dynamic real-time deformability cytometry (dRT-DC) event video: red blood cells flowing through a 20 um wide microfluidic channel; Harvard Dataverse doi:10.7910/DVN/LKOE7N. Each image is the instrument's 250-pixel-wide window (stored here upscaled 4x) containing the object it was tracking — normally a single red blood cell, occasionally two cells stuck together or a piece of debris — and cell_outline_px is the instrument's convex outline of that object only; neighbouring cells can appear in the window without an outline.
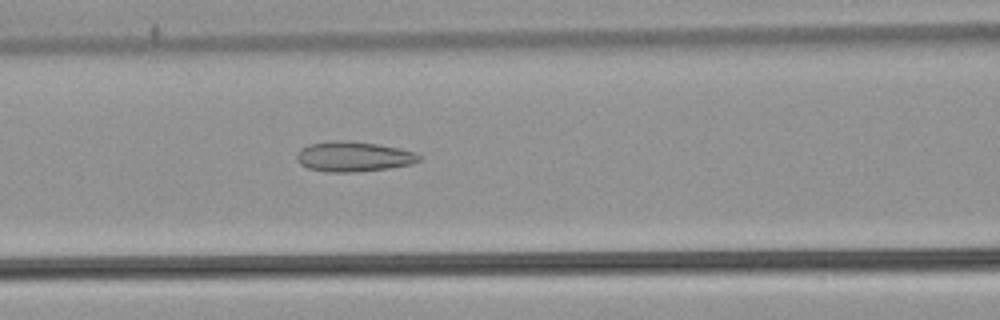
{"species": "common noctule bat (a hibernating species)", "species_latin": "Nyctalus noctula", "temperature_condition": "warm", "stored_images_in_passage": 53, "camera_frame_rate_fps": 3000, "um_per_image_px": 0.085, "animal": {"sex": "male", "body_mass_g": 21.5, "forearm_length_mm": 52.0}, "frame": {"image": 1, "passage_image": 23, "time_ms": 7.333, "image_size_px": [1000, 320], "cell_outline_px": [[420, 160], [412, 164], [388, 168], [356, 172], [324, 172], [308, 168], [300, 164], [296, 160], [296, 156], [300, 148], [308, 144], [332, 140], [340, 140], [376, 144], [400, 148], [412, 152], [420, 156]], "centroid_in_image_um": [29.99, 13.31], "position_along_channel_um": 136.6, "area_um2": 21.44}}
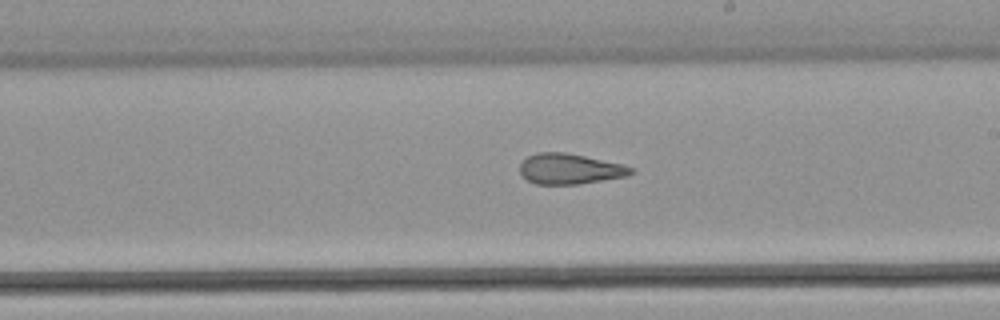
{"frame": {"image": 2, "passage_image": 31, "time_ms": 10.0, "image_size_px": [1000, 320], "cell_outline_px": [[632, 172], [628, 176], [580, 184], [536, 184], [528, 180], [520, 172], [520, 164], [528, 156], [536, 152], [564, 152], [624, 164], [632, 168]], "centroid_in_image_um": [48.43, 14.35], "position_along_channel_um": 240.6, "area_um2": 19.65}}
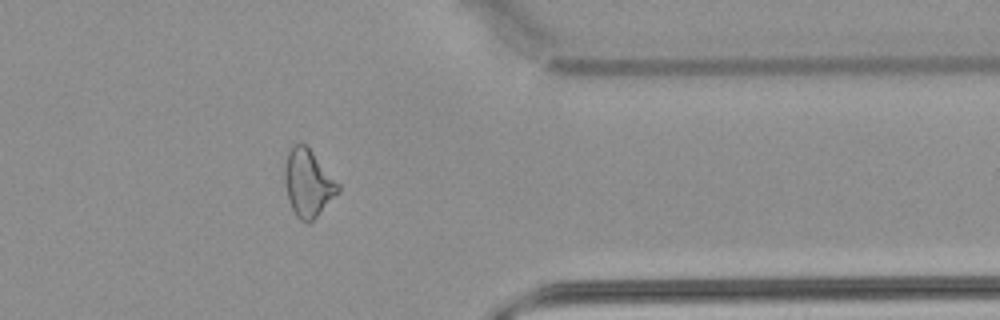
{"frame": {"image": 3, "passage_image": 43, "time_ms": 14.0, "image_size_px": [1000, 320], "cell_outline_px": [[340, 192], [308, 224], [300, 220], [296, 216], [288, 200], [284, 184], [284, 164], [288, 152], [292, 144], [300, 140], [312, 152], [340, 184]], "centroid_in_image_um": [26.16, 15.54], "position_along_channel_um": 385.2, "area_um2": 21.1}, "authors_computed_cell_mechanics": {"area_um2": 22.542, "velocity_mm_per_s": 3.9127, "shape_relaxation_time_tau1_ms": null, "shape_relaxation_time_tau2_ms": 2.3093, "deformation_change_tau1": null, "deformation_change_tau2": 0.1006}}